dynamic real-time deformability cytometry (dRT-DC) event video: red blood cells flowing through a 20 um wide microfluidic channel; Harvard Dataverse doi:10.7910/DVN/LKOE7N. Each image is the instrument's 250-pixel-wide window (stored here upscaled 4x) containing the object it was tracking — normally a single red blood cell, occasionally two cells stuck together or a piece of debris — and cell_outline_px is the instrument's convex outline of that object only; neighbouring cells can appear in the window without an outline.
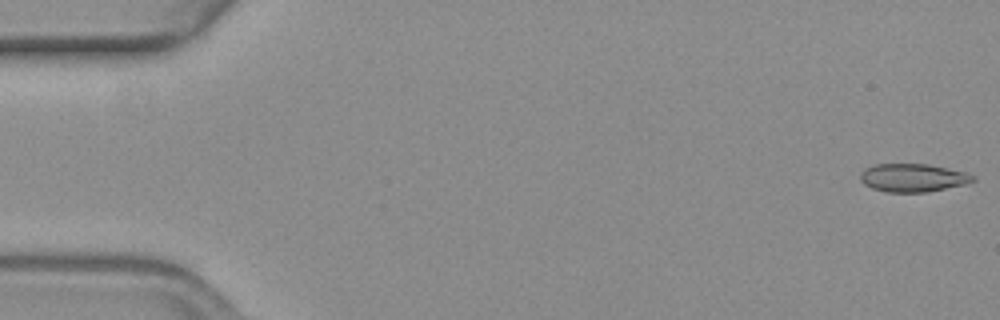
{"species": "common noctule bat (a hibernating species)", "species_latin": "Nyctalus noctula", "temperature_condition": "warm", "stored_images_in_passage": 56, "camera_frame_rate_fps": 3000, "um_per_image_px": 0.085, "animal": {"sex": "female", "body_mass_g": 19.3, "forearm_length_mm": 54.1}, "frame": {"image": 1, "passage_image": 1, "time_ms": 0.0, "image_size_px": [1000, 320], "cell_outline_px": [[976, 180], [964, 184], [924, 192], [884, 192], [872, 188], [864, 184], [860, 180], [860, 172], [864, 168], [876, 164], [928, 164], [964, 172], [976, 176]], "centroid_in_image_um": [77.55, 15.1], "position_along_channel_um": 7.5, "area_um2": 18.38}}
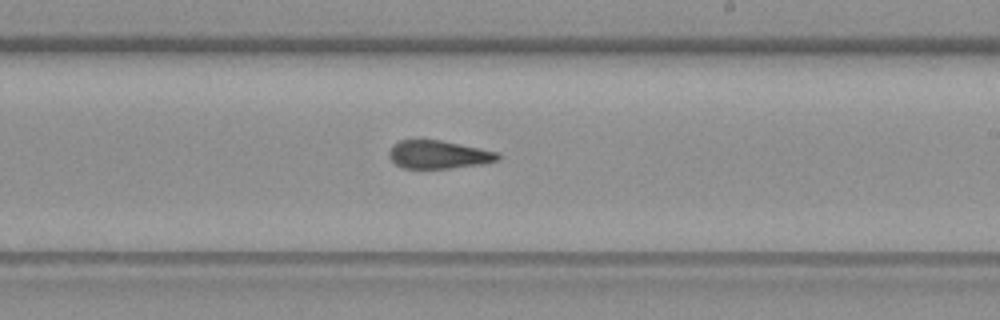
{"frame": {"image": 2, "passage_image": 33, "time_ms": 10.667, "image_size_px": [1000, 320], "cell_outline_px": [[500, 160], [484, 164], [448, 168], [400, 168], [388, 156], [388, 152], [392, 144], [400, 140], [440, 140], [500, 152]], "centroid_in_image_um": [37.28, 13.14], "position_along_channel_um": 251.7, "area_um2": 17.98}}
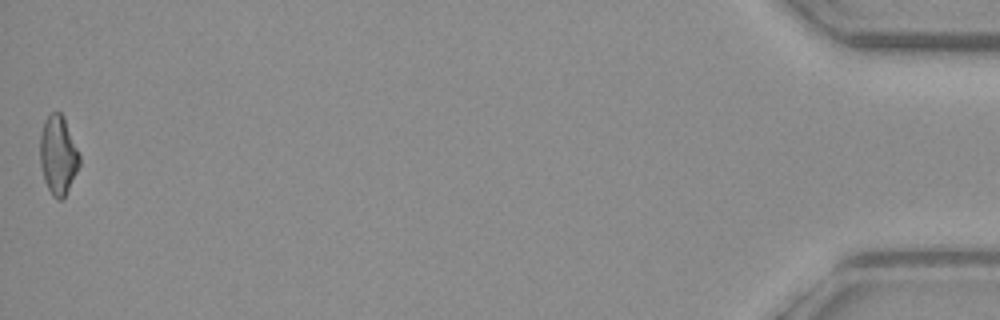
{"frame": {"image": 3, "passage_image": 56, "time_ms": 18.333, "image_size_px": [1000, 320], "cell_outline_px": [[80, 164], [64, 196], [60, 200], [56, 200], [52, 196], [44, 180], [40, 164], [40, 136], [44, 120], [52, 112], [60, 112], [64, 116], [80, 156]], "centroid_in_image_um": [4.93, 13.17], "position_along_channel_um": 430.3, "area_um2": 17.98}, "authors_computed_cell_mechanics": {"area_um2": 18.3804, "velocity_mm_per_s": 3.664, "shape_relaxation_time_tau1_ms": null, "shape_relaxation_time_tau2_ms": 2.8123, "deformation_change_tau1": null, "deformation_change_tau2": 0.1118}}